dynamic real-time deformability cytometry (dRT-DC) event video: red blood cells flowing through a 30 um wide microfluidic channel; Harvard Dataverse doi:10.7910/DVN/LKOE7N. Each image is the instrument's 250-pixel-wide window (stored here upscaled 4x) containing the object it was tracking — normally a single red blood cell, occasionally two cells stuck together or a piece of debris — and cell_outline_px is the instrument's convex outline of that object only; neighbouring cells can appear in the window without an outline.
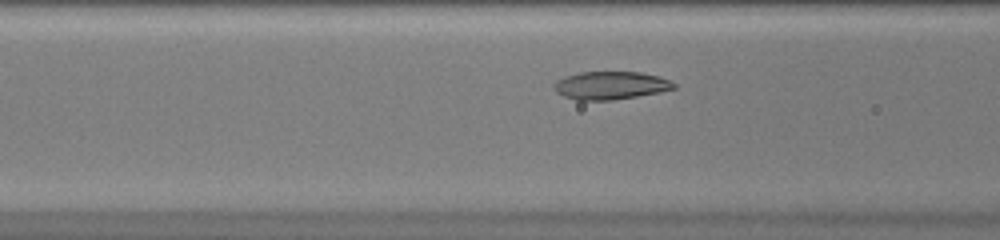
{"species": "common noctule bat (a hibernating species)", "species_latin": "Nyctalus noctula", "temperature_condition": "warm", "stored_images_in_passage": 33, "camera_frame_rate_fps": 3000, "um_per_image_px": 0.085, "animal": {"sex": "female", "body_mass_g": 20.0, "forearm_length_mm": 54.0}, "frame": {"image": 1, "passage_image": 9, "time_ms": 2.667, "image_size_px": [1000, 240], "cell_outline_px": [[676, 88], [660, 92], [612, 100], [576, 100], [564, 96], [556, 92], [552, 88], [552, 84], [556, 80], [564, 76], [580, 72], [640, 72], [660, 76], [676, 84]], "centroid_in_image_um": [51.86, 7.26], "position_along_channel_um": 114.7, "area_um2": 19.65}}
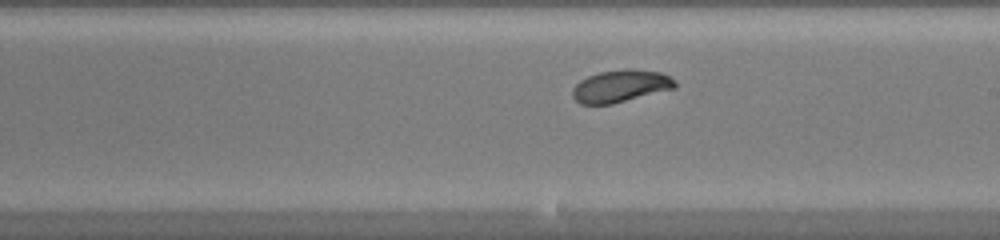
{"frame": {"image": 2, "passage_image": 18, "time_ms": 5.667, "image_size_px": [1000, 240], "cell_outline_px": [[676, 88], [612, 104], [580, 104], [572, 96], [572, 88], [580, 80], [588, 76], [600, 72], [624, 68], [632, 68], [660, 72], [676, 80]], "centroid_in_image_um": [52.75, 7.31], "position_along_channel_um": 236.2, "area_um2": 19.42}}
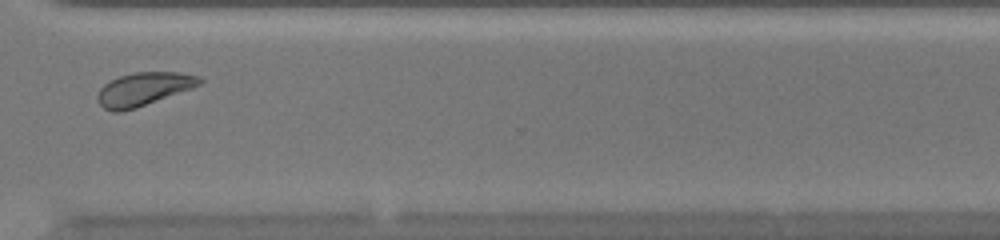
{"frame": {"image": 3, "passage_image": 27, "time_ms": 8.667, "image_size_px": [1000, 240], "cell_outline_px": [[204, 80], [200, 84], [192, 88], [136, 108], [120, 112], [112, 112], [104, 108], [96, 100], [96, 96], [100, 88], [104, 84], [120, 76], [132, 72], [180, 72], [200, 76]], "centroid_in_image_um": [12.19, 7.57], "position_along_channel_um": 358.4, "area_um2": 19.83}, "authors_computed_cell_mechanics": {"area_um2": 19.652, "velocity_mm_per_s": 4.0636, "shape_relaxation_time_tau1_ms": 2.4385, "shape_relaxation_time_tau2_ms": 8.2574, "deformation_change_tau1": 0.1058, "deformation_change_tau2": 0.1128}}